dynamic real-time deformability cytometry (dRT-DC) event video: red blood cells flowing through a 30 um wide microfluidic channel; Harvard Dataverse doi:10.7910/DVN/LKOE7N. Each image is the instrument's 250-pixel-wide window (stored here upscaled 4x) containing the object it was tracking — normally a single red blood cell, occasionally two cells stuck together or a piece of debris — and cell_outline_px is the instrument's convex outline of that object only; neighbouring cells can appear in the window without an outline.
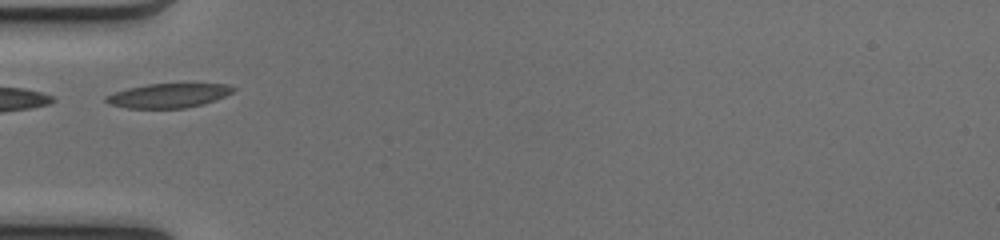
{"species": "common noctule bat (a hibernating species)", "species_latin": "Nyctalus noctula", "temperature_condition": "cold", "stored_images_in_passage": 31, "camera_frame_rate_fps": 3000, "um_per_image_px": 0.085, "animal": {"sex": "female", "body_mass_g": 17.0, "forearm_length_mm": 48.0}, "frame": {"image": 1, "passage_image": 1, "time_ms": 0.0, "image_size_px": [1000, 240], "cell_outline_px": [[236, 88], [232, 92], [216, 100], [204, 104], [184, 108], [128, 108], [108, 104], [104, 100], [104, 96], [112, 92], [128, 88], [148, 84], [228, 84]], "centroid_in_image_um": [14.27, 8.13], "position_along_channel_um": 70.7, "area_um2": 18.03}}
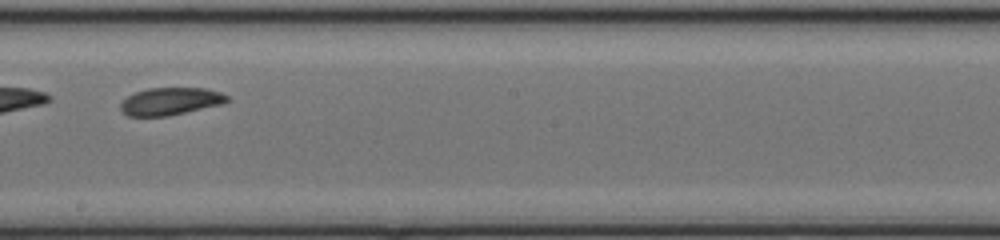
{"frame": {"image": 2, "passage_image": 13, "time_ms": 4.0, "image_size_px": [1000, 240], "cell_outline_px": [[232, 100], [224, 104], [168, 116], [128, 116], [120, 108], [120, 104], [128, 96], [136, 92], [148, 88], [204, 88], [220, 92], [228, 96]], "centroid_in_image_um": [14.54, 8.61], "position_along_channel_um": 233.7, "area_um2": 17.11}}
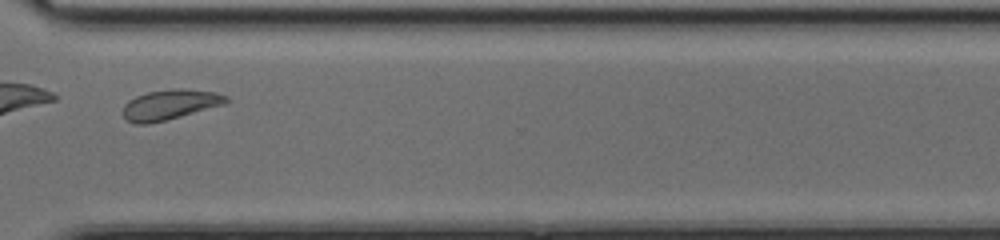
{"frame": {"image": 3, "passage_image": 22, "time_ms": 7.0, "image_size_px": [1000, 240], "cell_outline_px": [[228, 104], [148, 124], [136, 124], [124, 120], [120, 112], [124, 104], [128, 100], [136, 96], [148, 92], [172, 88], [184, 88], [216, 92], [228, 96]], "centroid_in_image_um": [14.42, 8.89], "position_along_channel_um": 356.2, "area_um2": 18.5}, "authors_computed_cell_mechanics": {"area_um2": 17.6868, "velocity_mm_per_s": 4.0687, "shape_relaxation_time_tau1_ms": 3.6248, "shape_relaxation_time_tau2_ms": 2.4056, "deformation_change_tau1": 0.1034, "deformation_change_tau2": 0.0729}}